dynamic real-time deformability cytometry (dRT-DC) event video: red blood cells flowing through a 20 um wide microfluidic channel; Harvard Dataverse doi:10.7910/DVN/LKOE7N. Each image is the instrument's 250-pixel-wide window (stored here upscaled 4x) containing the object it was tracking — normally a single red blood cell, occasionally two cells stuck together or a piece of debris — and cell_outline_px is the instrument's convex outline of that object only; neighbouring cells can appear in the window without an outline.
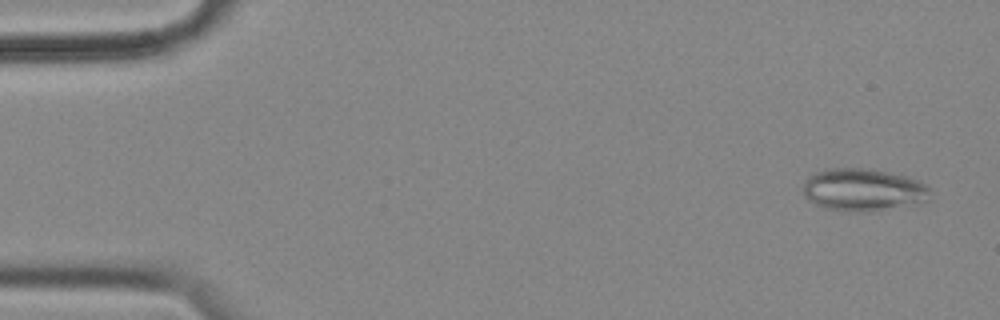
{"species": "common noctule bat (a hibernating species)", "species_latin": "Nyctalus noctula", "temperature_condition": "cold", "stored_images_in_passage": 56, "camera_frame_rate_fps": 3000, "um_per_image_px": 0.085, "animal": {"sex": "female", "body_mass_g": 18.4}, "frame": {"image": 1, "passage_image": 3, "time_ms": 0.667, "image_size_px": [1000, 320], "cell_outline_px": [[928, 200], [860, 212], [824, 208], [808, 200], [804, 196], [804, 180], [812, 172], [828, 168], [868, 168], [908, 176], [924, 184], [928, 188]], "centroid_in_image_um": [73.27, 16.09], "position_along_channel_um": 11.7, "area_um2": 30.87}}
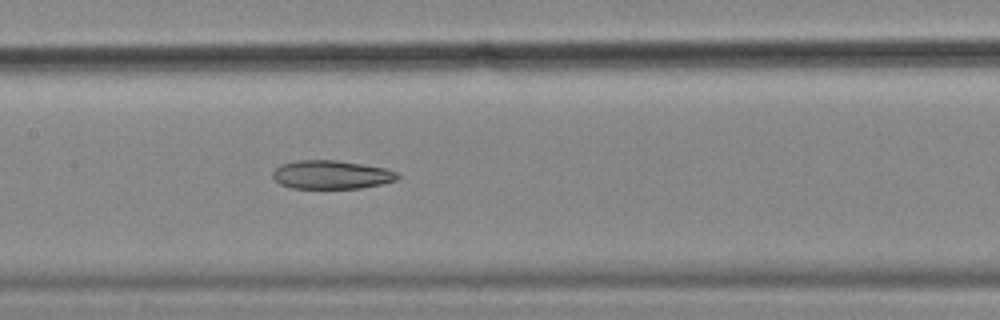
{"frame": {"image": 2, "passage_image": 27, "time_ms": 8.667, "image_size_px": [1000, 320], "cell_outline_px": [[400, 176], [396, 180], [380, 184], [360, 188], [292, 188], [280, 184], [272, 176], [272, 172], [280, 164], [296, 160], [336, 160], [384, 168], [400, 172]], "centroid_in_image_um": [28.16, 14.84], "position_along_channel_um": 179.2, "area_um2": 20.75}}
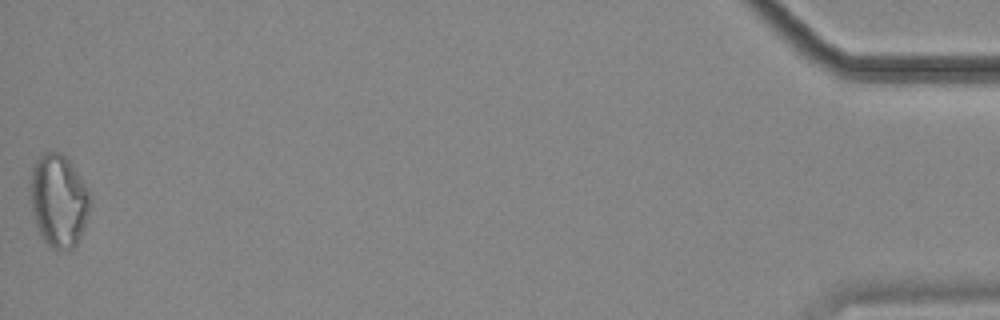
{"frame": {"image": 3, "passage_image": 56, "time_ms": 18.333, "image_size_px": [1000, 320], "cell_outline_px": [[88, 212], [84, 224], [76, 244], [72, 248], [52, 248], [44, 240], [36, 224], [32, 208], [32, 168], [36, 160], [44, 152], [60, 152], [72, 164], [88, 192]], "centroid_in_image_um": [4.97, 17.03], "position_along_channel_um": 430.2, "area_um2": 30.92}}